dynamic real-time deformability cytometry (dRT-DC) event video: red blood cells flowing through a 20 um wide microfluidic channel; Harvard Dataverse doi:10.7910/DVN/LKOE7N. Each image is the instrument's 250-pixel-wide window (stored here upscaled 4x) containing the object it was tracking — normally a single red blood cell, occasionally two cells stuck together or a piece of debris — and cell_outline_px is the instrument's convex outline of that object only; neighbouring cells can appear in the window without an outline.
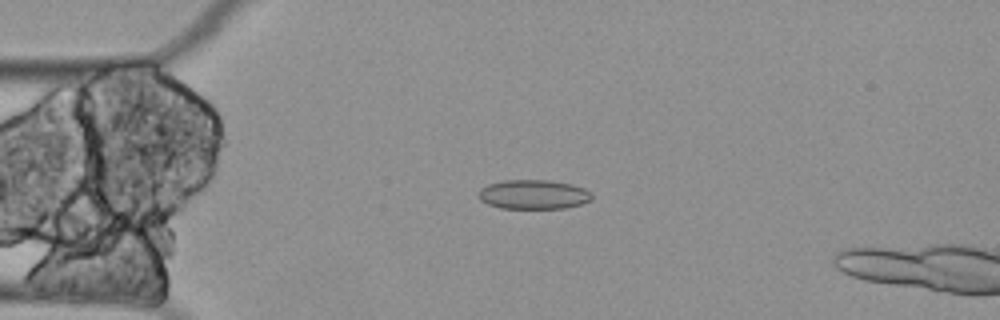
{"species": "Egyptian fruit bat (a non-hibernating species)", "species_latin": "Rousettus aegyptiacus", "temperature_condition": "cold", "stored_images_in_passage": 4, "camera_frame_rate_fps": 3000, "um_per_image_px": 0.085, "animal": {"sex": "female"}, "frame": {"image": 1, "passage_image": 3, "time_ms": 0.667, "image_size_px": [1000, 320], "cell_outline_px": [[592, 200], [580, 204], [564, 208], [500, 208], [488, 204], [480, 200], [476, 196], [476, 192], [480, 188], [488, 184], [504, 180], [548, 180], [572, 184], [584, 188], [592, 192]], "centroid_in_image_um": [45.31, 16.52], "position_along_channel_um": 39.7, "area_um2": 19.59}}